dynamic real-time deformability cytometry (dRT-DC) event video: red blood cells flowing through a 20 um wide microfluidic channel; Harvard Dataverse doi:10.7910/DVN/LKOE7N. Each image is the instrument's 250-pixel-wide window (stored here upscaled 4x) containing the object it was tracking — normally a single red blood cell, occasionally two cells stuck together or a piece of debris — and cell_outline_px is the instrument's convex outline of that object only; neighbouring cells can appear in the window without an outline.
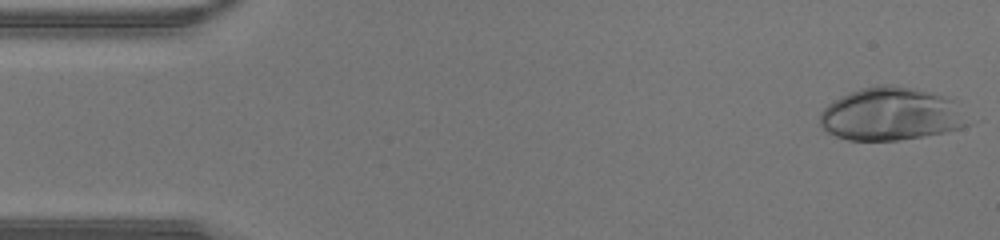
{"species": "human", "species_latin": "Homo sapiens", "temperature_condition": "warm", "stored_images_in_passage": 44, "camera_frame_rate_fps": 3000, "um_per_image_px": 0.085, "donor": {"sex": "male"}, "frame": {"image": 1, "passage_image": 1, "time_ms": 0.0, "image_size_px": [1000, 240], "cell_outline_px": [[984, 120], [960, 128], [944, 132], [924, 136], [896, 140], [848, 140], [836, 136], [828, 132], [820, 124], [820, 112], [828, 104], [848, 92], [860, 88], [880, 84], [892, 84], [912, 88], [928, 92], [952, 100]], "centroid_in_image_um": [75.89, 9.7], "position_along_channel_um": 9.1, "area_um2": 46.64}}
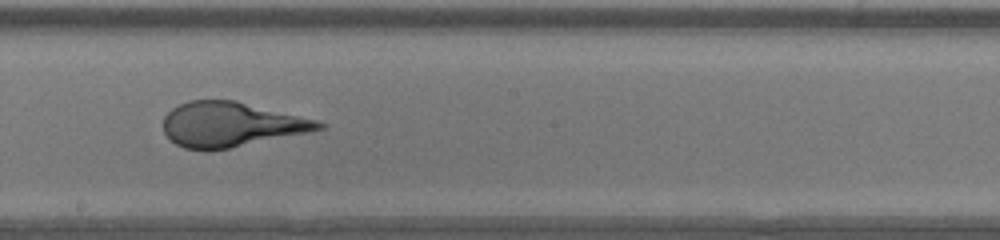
{"frame": {"image": 2, "passage_image": 24, "time_ms": 7.667, "image_size_px": [1000, 240], "cell_outline_px": [[328, 124], [324, 128], [308, 132], [228, 148], [184, 148], [176, 144], [164, 132], [164, 116], [172, 108], [188, 100], [236, 100], [316, 120]], "centroid_in_image_um": [19.64, 10.55], "position_along_channel_um": 228.6, "area_um2": 39.71}}
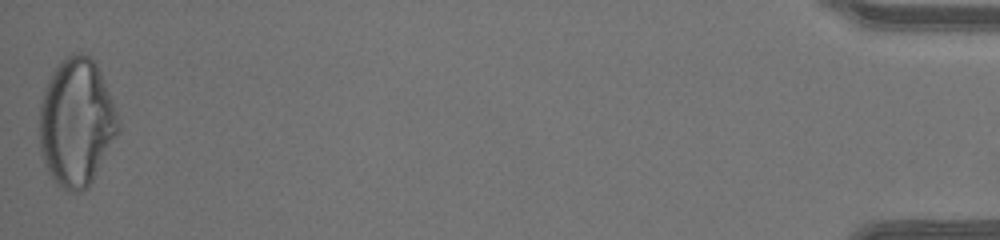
{"frame": {"image": 3, "passage_image": 44, "time_ms": 14.333, "image_size_px": [1000, 240], "cell_outline_px": [[120, 128], [88, 188], [80, 192], [72, 192], [60, 188], [56, 184], [48, 172], [44, 164], [40, 148], [40, 104], [48, 80], [56, 68], [68, 56], [76, 52], [84, 52], [92, 56], [100, 72], [112, 100], [120, 124]], "centroid_in_image_um": [6.49, 10.42], "position_along_channel_um": 428.7, "area_um2": 58.26}}